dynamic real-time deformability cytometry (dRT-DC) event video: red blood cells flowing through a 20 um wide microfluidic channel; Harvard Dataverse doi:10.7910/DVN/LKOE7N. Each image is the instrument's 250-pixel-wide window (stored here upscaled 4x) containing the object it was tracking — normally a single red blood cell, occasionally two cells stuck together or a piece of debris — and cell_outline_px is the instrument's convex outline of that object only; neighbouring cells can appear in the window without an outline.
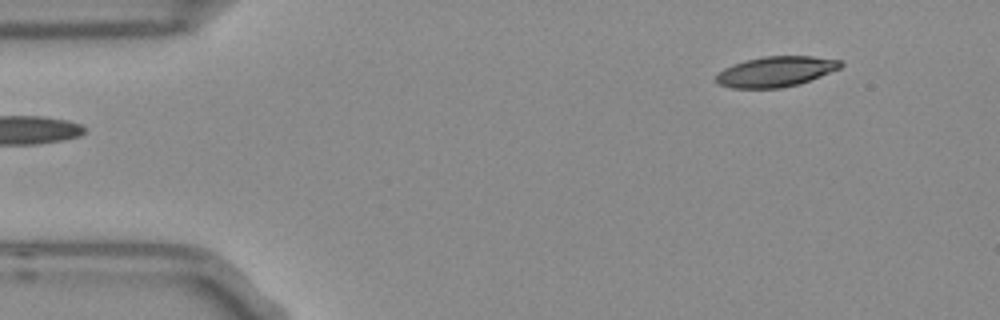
{"species": "Egyptian fruit bat (a non-hibernating species)", "species_latin": "Rousettus aegyptiacus", "temperature_condition": "room temperature", "stored_images_in_passage": 49, "camera_frame_rate_fps": 3000, "um_per_image_px": 0.085, "frame": {"image": 1, "passage_image": 1, "time_ms": 0.0, "image_size_px": [1000, 320], "cell_outline_px": [[844, 64], [840, 68], [820, 76], [796, 84], [780, 88], [732, 88], [720, 84], [716, 80], [716, 76], [724, 68], [732, 64], [744, 60], [764, 56], [812, 56], [840, 60]], "centroid_in_image_um": [65.93, 6.07], "position_along_channel_um": 19.1, "area_um2": 21.79}}
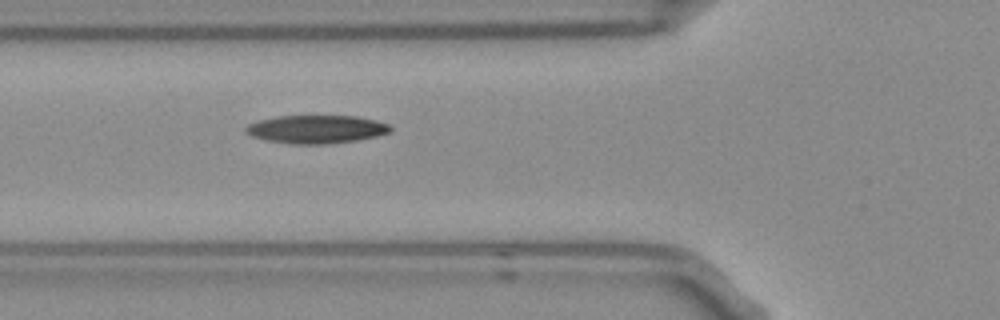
{"frame": {"image": 2, "passage_image": 14, "time_ms": 4.333, "image_size_px": [1000, 320], "cell_outline_px": [[392, 132], [376, 136], [356, 140], [324, 144], [292, 144], [268, 140], [252, 136], [244, 132], [244, 128], [248, 124], [260, 120], [276, 116], [356, 116], [376, 120], [388, 124], [392, 128]], "centroid_in_image_um": [26.89, 10.98], "position_along_channel_um": 98.9, "area_um2": 23.7}}
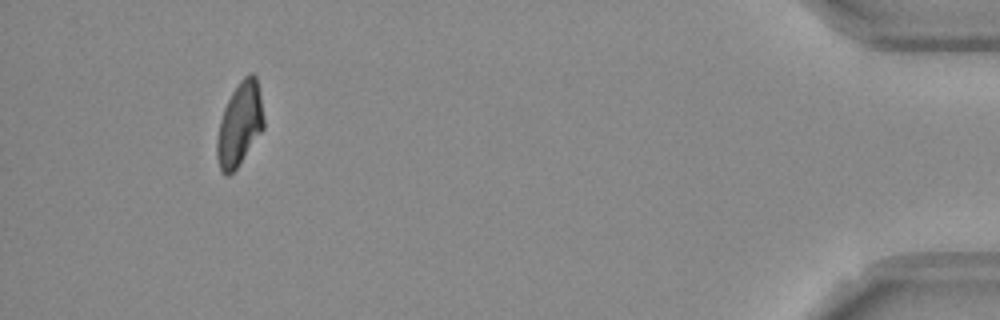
{"frame": {"image": 3, "passage_image": 45, "time_ms": 14.667, "image_size_px": [1000, 320], "cell_outline_px": [[264, 128], [236, 168], [228, 176], [224, 176], [220, 168], [216, 156], [216, 140], [220, 120], [224, 108], [232, 92], [240, 80], [244, 76], [252, 72], [256, 76], [260, 96], [264, 120]], "centroid_in_image_um": [20.35, 10.56], "position_along_channel_um": 414.8, "area_um2": 22.54}, "authors_computed_cell_mechanics": {"area_um2": 23.4668, "velocity_mm_per_s": 3.756, "shape_relaxation_time_tau1_ms": 10.3587, "shape_relaxation_time_tau2_ms": null, "deformation_change_tau1": 0.2379, "deformation_change_tau2": null}}